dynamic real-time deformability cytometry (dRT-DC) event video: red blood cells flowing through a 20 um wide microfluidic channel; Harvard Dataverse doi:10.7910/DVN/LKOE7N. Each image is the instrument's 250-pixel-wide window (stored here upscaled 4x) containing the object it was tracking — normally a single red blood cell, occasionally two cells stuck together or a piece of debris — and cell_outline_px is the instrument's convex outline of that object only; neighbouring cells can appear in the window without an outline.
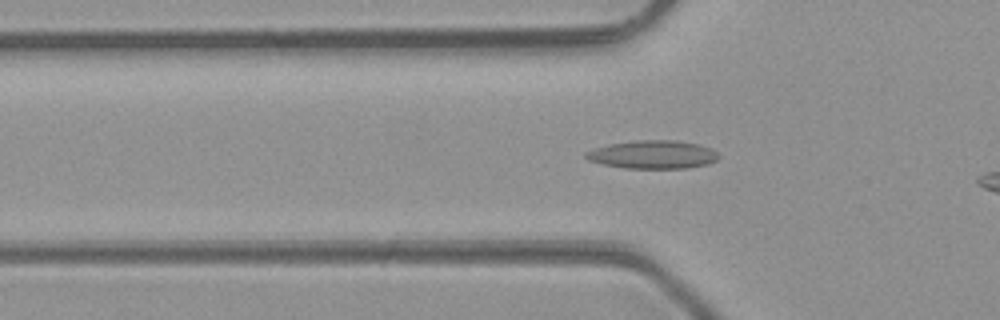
{"species": "common noctule bat (a hibernating species)", "species_latin": "Nyctalus noctula", "temperature_condition": "room temperature", "stored_images_in_passage": 35, "camera_frame_rate_fps": 3000, "um_per_image_px": 0.085, "animal": {"sex": "male", "body_mass_g": 23.1, "forearm_length_mm": 52.7}, "frame": {"image": 1, "passage_image": 10, "time_ms": 3.0, "image_size_px": [1000, 320], "cell_outline_px": [[720, 156], [716, 160], [708, 164], [688, 168], [624, 168], [604, 164], [588, 160], [584, 156], [584, 152], [592, 148], [608, 144], [632, 140], [676, 140], [700, 144], [712, 148]], "centroid_in_image_um": [55.48, 13.12], "position_along_channel_um": 70.3, "area_um2": 22.14}}
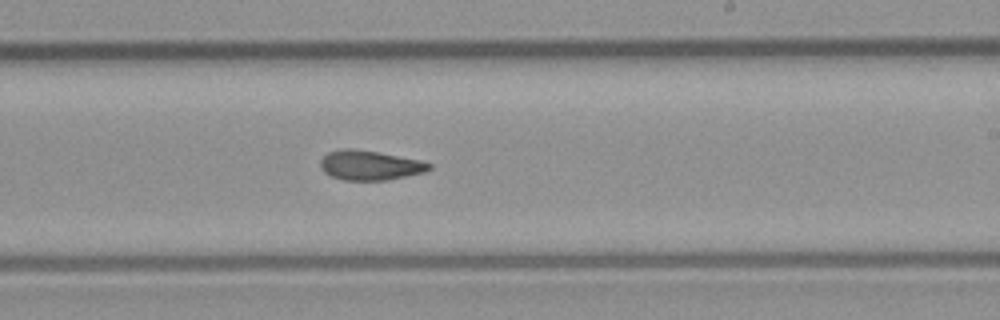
{"frame": {"image": 2, "passage_image": 23, "time_ms": 7.333, "image_size_px": [1000, 320], "cell_outline_px": [[432, 168], [424, 172], [384, 180], [344, 180], [328, 176], [320, 168], [320, 160], [328, 152], [340, 148], [352, 148], [376, 152], [420, 160], [432, 164]], "centroid_in_image_um": [31.38, 14.04], "position_along_channel_um": 257.6, "area_um2": 18.73}}
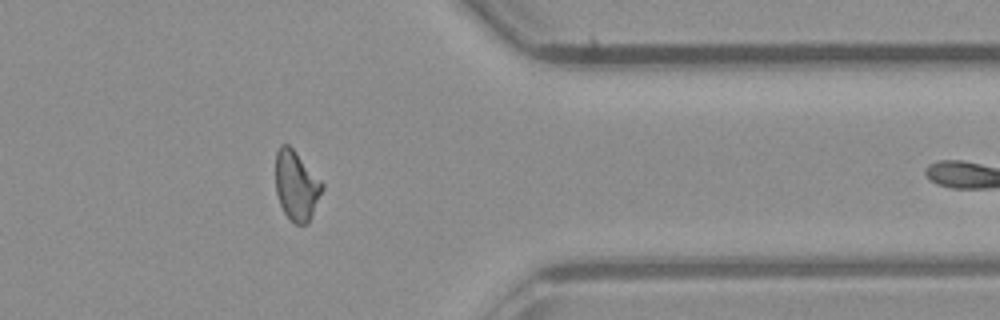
{"frame": {"image": 3, "passage_image": 33, "time_ms": 10.667, "image_size_px": [1000, 320], "cell_outline_px": [[324, 188], [312, 216], [308, 224], [296, 224], [288, 220], [280, 204], [276, 192], [276, 152], [280, 144], [288, 144], [296, 152], [324, 184]], "centroid_in_image_um": [25.19, 15.8], "position_along_channel_um": 386.2, "area_um2": 18.96}}